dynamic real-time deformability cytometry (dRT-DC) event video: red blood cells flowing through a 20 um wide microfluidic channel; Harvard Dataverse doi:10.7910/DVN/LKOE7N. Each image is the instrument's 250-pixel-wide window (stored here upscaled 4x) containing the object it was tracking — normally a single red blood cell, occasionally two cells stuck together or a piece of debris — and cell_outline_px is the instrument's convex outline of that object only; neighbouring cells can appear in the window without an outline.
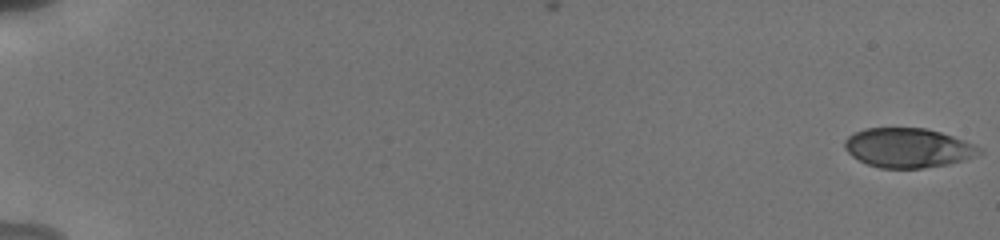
{"species": "human", "species_latin": "Homo sapiens", "temperature_condition": "cold", "stored_images_in_passage": 35, "camera_frame_rate_fps": 3000, "um_per_image_px": 0.085, "donor": {"sex": "male"}, "frame": {"image": 1, "passage_image": 1, "time_ms": 0.0, "image_size_px": [1000, 240], "cell_outline_px": [[984, 152], [964, 160], [948, 164], [924, 168], [880, 168], [868, 164], [852, 156], [844, 148], [844, 140], [848, 136], [864, 128], [924, 128], [940, 132], [976, 144], [984, 148]], "centroid_in_image_um": [77.21, 12.57], "position_along_channel_um": 7.8, "area_um2": 31.04}}
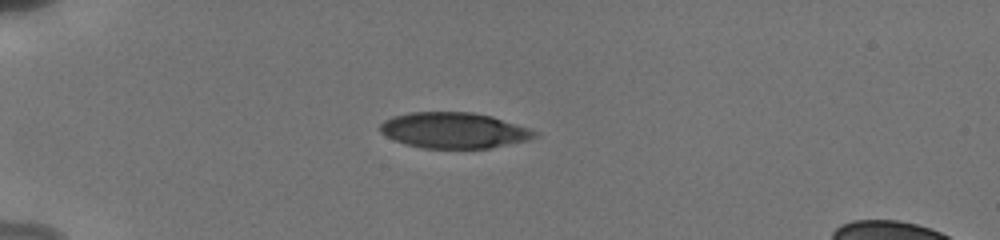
{"frame": {"image": 2, "passage_image": 23, "time_ms": 5.333, "image_size_px": [1000, 240], "cell_outline_px": [[540, 136], [528, 140], [488, 148], [424, 148], [404, 144], [380, 132], [380, 124], [384, 120], [392, 116], [408, 112], [472, 112], [492, 116], [540, 132]], "centroid_in_image_um": [38.59, 11.07], "position_along_channel_um": 46.4, "area_um2": 32.25}}
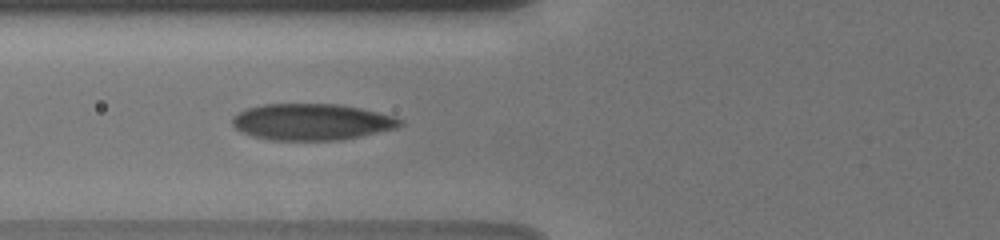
{"frame": {"image": 3, "passage_image": 31, "time_ms": 7.667, "image_size_px": [1000, 240], "cell_outline_px": [[404, 124], [396, 128], [360, 136], [340, 140], [272, 140], [252, 136], [240, 132], [232, 124], [232, 116], [248, 108], [264, 104], [340, 104], [360, 108], [392, 116], [404, 120]], "centroid_in_image_um": [26.49, 10.36], "position_along_channel_um": 99.3, "area_um2": 35.55}}